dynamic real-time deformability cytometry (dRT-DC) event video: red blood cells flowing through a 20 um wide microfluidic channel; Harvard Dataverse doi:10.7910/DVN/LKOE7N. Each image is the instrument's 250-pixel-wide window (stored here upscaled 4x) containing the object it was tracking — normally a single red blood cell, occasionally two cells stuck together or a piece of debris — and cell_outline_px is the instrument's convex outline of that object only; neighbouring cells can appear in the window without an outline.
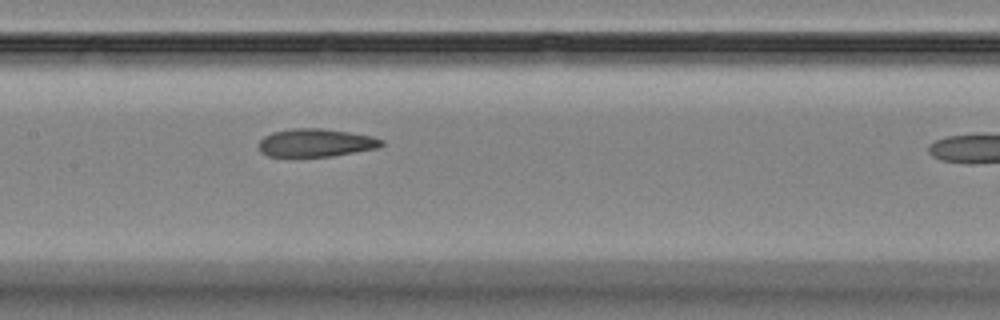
{"species": "Egyptian fruit bat (a non-hibernating species)", "species_latin": "Rousettus aegyptiacus", "temperature_condition": "room temperature", "stored_images_in_passage": 6, "segment_of_instrument_passage": [1, 2], "camera_frame_rate_fps": 3000, "um_per_image_px": 0.085, "animal": {"sex": "female"}, "frame": {"image": 1, "passage_image": 5, "time_ms": 4.667, "image_size_px": [1000, 320], "cell_outline_px": [[384, 144], [380, 148], [332, 156], [268, 156], [260, 152], [260, 140], [264, 136], [272, 132], [292, 128], [320, 128], [348, 132], [372, 136], [384, 140]], "centroid_in_image_um": [26.88, 12.13], "position_along_channel_um": 180.5, "area_um2": 20.06}}